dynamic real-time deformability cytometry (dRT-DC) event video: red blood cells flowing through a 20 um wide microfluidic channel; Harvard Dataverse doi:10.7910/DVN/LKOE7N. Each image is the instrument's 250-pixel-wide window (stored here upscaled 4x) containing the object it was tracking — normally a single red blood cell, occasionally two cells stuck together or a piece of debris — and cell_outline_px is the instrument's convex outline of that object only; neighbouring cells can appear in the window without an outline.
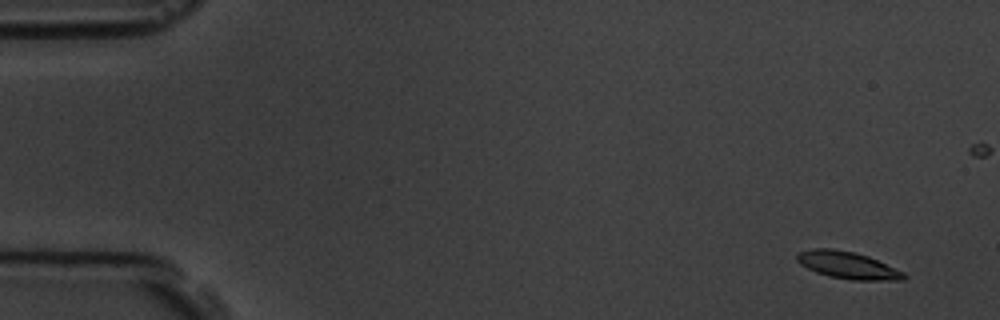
{"species": "common noctule bat (a hibernating species)", "species_latin": "Nyctalus noctula", "temperature_condition": "room temperature", "stored_images_in_passage": 7, "camera_frame_rate_fps": 3000, "um_per_image_px": 0.085, "animal": {"sex": "male", "body_mass_g": 19.5, "forearm_length_mm": 54.6}, "frame": {"image": 1, "passage_image": 1, "time_ms": 0.0, "image_size_px": [1000, 320], "cell_outline_px": [[908, 276], [904, 280], [852, 280], [828, 276], [816, 272], [800, 264], [796, 260], [796, 256], [800, 252], [812, 248], [832, 248], [852, 252], [868, 256], [904, 272]], "centroid_in_image_um": [72.05, 22.55], "position_along_channel_um": 12.9, "area_um2": 16.82}}
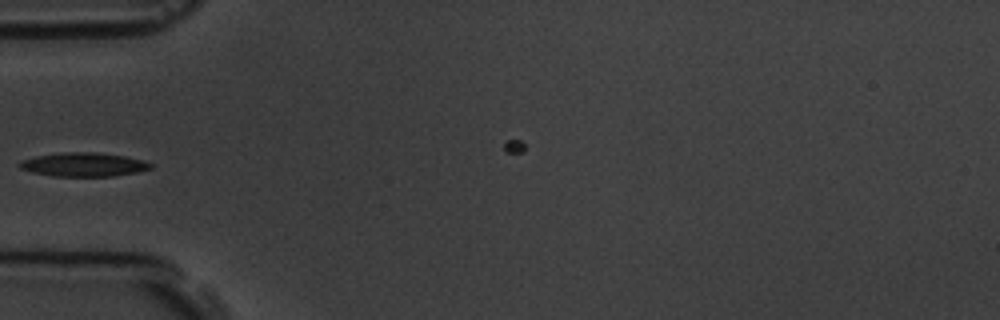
{"frame": {"image": 2, "passage_image": 5, "time_ms": 5.333, "image_size_px": [1000, 320], "cell_outline_px": [[152, 168], [136, 172], [112, 176], [52, 176], [32, 172], [20, 168], [16, 164], [20, 160], [36, 156], [60, 152], [96, 152], [124, 156], [144, 160], [152, 164]], "centroid_in_image_um": [7.06, 13.98], "position_along_channel_um": 77.9, "area_um2": 18.26}}
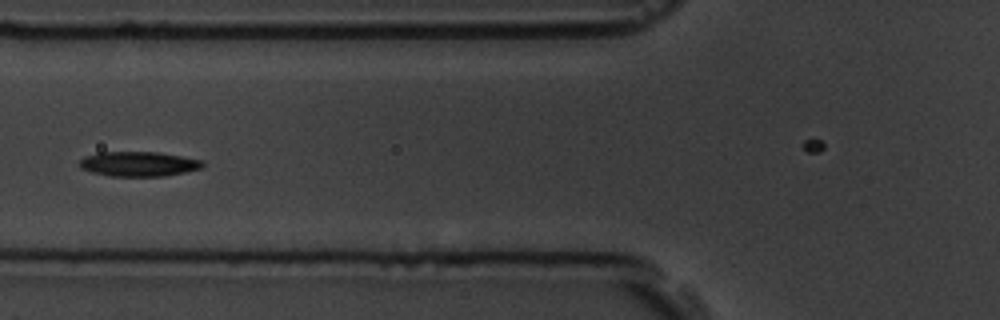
{"frame": {"image": 3, "passage_image": 6, "time_ms": 6.333, "image_size_px": [1000, 320], "cell_outline_px": [[204, 164], [200, 168], [184, 172], [164, 176], [108, 176], [92, 172], [80, 168], [76, 164], [84, 156], [100, 152], [156, 152], [180, 156], [200, 160]], "centroid_in_image_um": [11.69, 13.94], "position_along_channel_um": 114.1, "area_um2": 17.69}}